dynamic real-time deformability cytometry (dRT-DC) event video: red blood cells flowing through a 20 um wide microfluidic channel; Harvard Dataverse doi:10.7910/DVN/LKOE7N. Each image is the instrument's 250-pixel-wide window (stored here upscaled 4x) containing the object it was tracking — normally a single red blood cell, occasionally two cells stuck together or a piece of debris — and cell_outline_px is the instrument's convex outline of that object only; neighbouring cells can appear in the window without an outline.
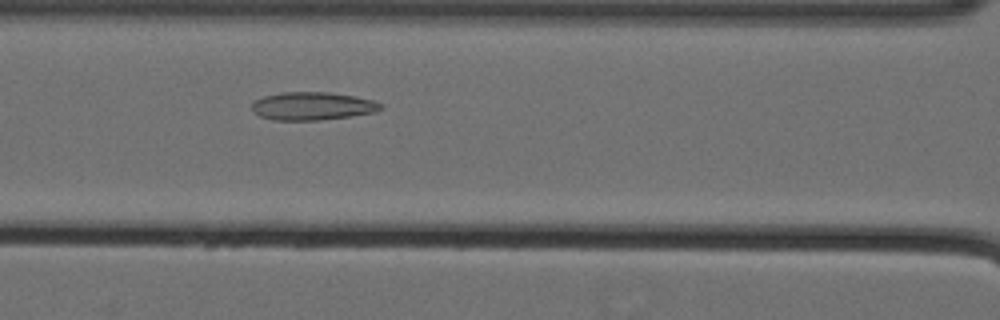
{"species": "Egyptian fruit bat (a non-hibernating species)", "species_latin": "Rousettus aegyptiacus", "temperature_condition": "cold", "stored_images_in_passage": 41, "camera_frame_rate_fps": 3000, "um_per_image_px": 0.085, "animal": {"sex": "female"}, "frame": {"image": 1, "passage_image": 20, "time_ms": 6.333, "image_size_px": [1000, 320], "cell_outline_px": [[384, 108], [376, 112], [320, 120], [272, 120], [260, 116], [252, 112], [252, 104], [256, 100], [264, 96], [284, 92], [328, 92], [356, 96], [372, 100], [384, 104]], "centroid_in_image_um": [26.58, 9.01], "position_along_channel_um": 140.0, "area_um2": 21.1}}
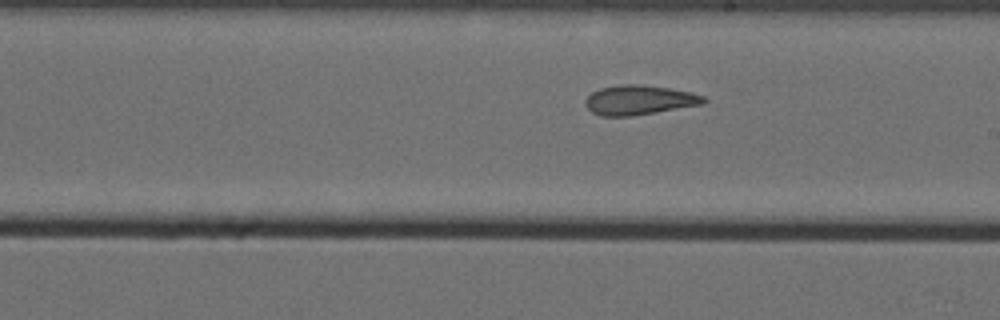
{"frame": {"image": 2, "passage_image": 28, "time_ms": 9.0, "image_size_px": [1000, 320], "cell_outline_px": [[708, 100], [704, 104], [632, 116], [600, 116], [592, 112], [584, 104], [584, 100], [592, 92], [600, 88], [624, 84], [640, 84], [668, 88], [688, 92], [704, 96]], "centroid_in_image_um": [54.31, 8.51], "position_along_channel_um": 234.7, "area_um2": 20.35}}
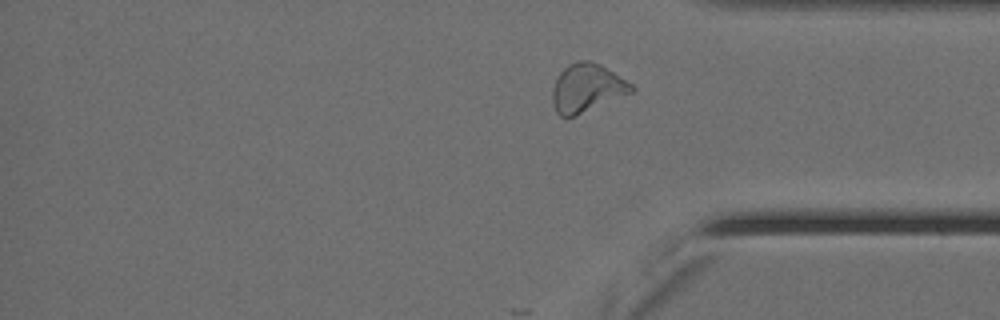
{"frame": {"image": 3, "passage_image": 41, "time_ms": 13.333, "image_size_px": [1000, 320], "cell_outline_px": [[636, 88], [632, 92], [572, 116], [560, 116], [556, 112], [552, 104], [552, 88], [556, 76], [568, 64], [580, 60], [588, 60], [600, 64], [632, 84]], "centroid_in_image_um": [49.84, 7.45], "position_along_channel_um": 385.4, "area_um2": 21.91}, "authors_computed_cell_mechanics": {"area_um2": 20.5768, "velocity_mm_per_s": 3.5488, "shape_relaxation_time_tau1_ms": null, "shape_relaxation_time_tau2_ms": 2.1523, "deformation_change_tau1": null, "deformation_change_tau2": 0.0959}}